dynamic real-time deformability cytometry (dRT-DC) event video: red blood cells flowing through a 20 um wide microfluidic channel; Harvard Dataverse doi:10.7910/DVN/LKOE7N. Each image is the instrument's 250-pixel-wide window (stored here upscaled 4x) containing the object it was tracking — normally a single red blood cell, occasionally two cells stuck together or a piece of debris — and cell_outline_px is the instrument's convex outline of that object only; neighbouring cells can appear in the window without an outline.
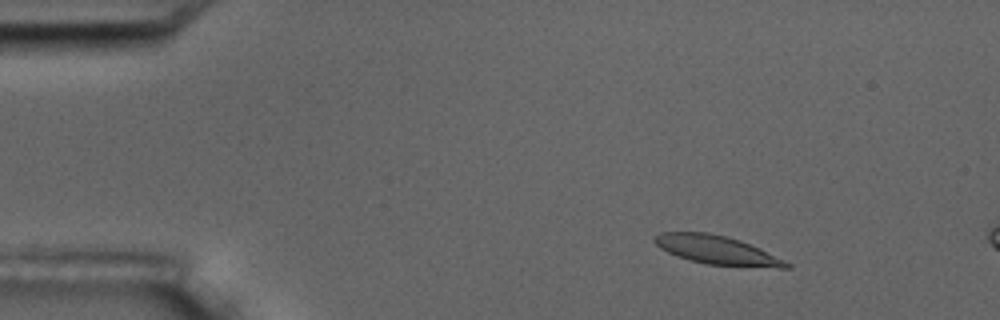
{"species": "common noctule bat (a hibernating species)", "species_latin": "Nyctalus noctula", "temperature_condition": "room temperature", "stored_images_in_passage": 4, "camera_frame_rate_fps": 3000, "um_per_image_px": 0.085, "animal": {"sex": "male", "body_mass_g": 17.5, "forearm_length_mm": 52.3}, "frame": {"image": 1, "passage_image": 2, "time_ms": 1.0, "image_size_px": [1000, 320], "cell_outline_px": [[792, 268], [780, 268], [704, 264], [676, 256], [660, 248], [652, 240], [652, 236], [660, 232], [708, 232], [740, 240], [760, 248], [792, 264]], "centroid_in_image_um": [60.92, 21.25], "position_along_channel_um": 24.1, "area_um2": 22.14}}